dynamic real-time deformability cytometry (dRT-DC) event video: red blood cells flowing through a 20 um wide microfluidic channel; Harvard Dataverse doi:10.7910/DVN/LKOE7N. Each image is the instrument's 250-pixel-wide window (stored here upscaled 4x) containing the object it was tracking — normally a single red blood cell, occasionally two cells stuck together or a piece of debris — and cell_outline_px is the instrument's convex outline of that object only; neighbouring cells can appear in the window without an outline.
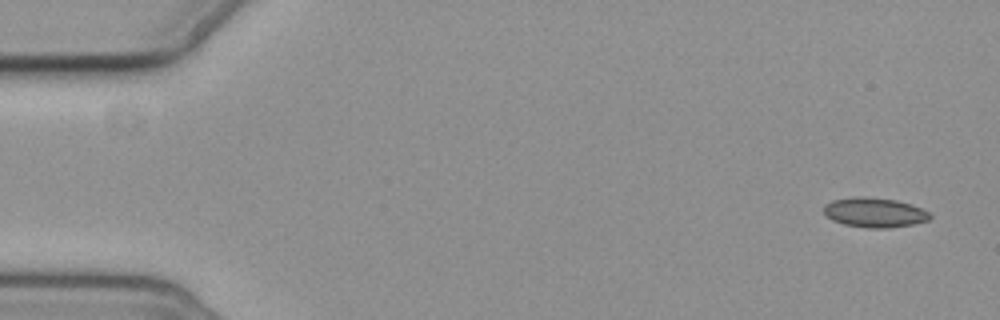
{"species": "common noctule bat (a hibernating species)", "species_latin": "Nyctalus noctula", "temperature_condition": "cold", "stored_images_in_passage": 6, "camera_frame_rate_fps": 3000, "um_per_image_px": 0.085, "animal": {"sex": "female", "body_mass_g": 19.3, "forearm_length_mm": 54.1}, "frame": {"image": 1, "passage_image": 1, "time_ms": 0.0, "image_size_px": [1000, 320], "cell_outline_px": [[932, 216], [928, 220], [912, 224], [888, 228], [868, 228], [844, 224], [832, 220], [824, 212], [824, 204], [832, 200], [852, 196], [864, 196], [896, 200], [912, 204], [928, 212]], "centroid_in_image_um": [74.31, 18.05], "position_along_channel_um": 10.7, "area_um2": 18.38}}